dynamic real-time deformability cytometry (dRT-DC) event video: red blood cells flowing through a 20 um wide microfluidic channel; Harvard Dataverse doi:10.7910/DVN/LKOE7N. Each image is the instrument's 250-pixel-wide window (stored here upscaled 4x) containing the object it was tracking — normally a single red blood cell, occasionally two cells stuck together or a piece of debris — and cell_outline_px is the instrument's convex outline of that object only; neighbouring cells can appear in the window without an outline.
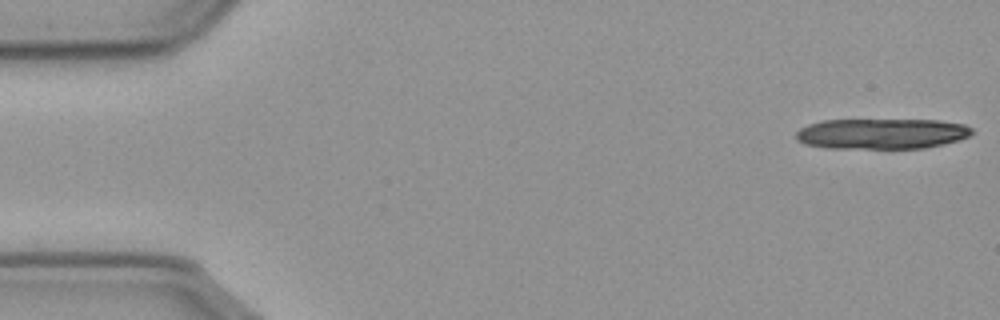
{"species": "common noctule bat (a hibernating species)", "species_latin": "Nyctalus noctula", "temperature_condition": "cold", "stored_images_in_passage": 14, "camera_frame_rate_fps": 3000, "um_per_image_px": 0.085, "animal": {"sex": "male", "body_mass_g": 23.1, "forearm_length_mm": 52.7}, "frame": {"image": 1, "passage_image": 1, "time_ms": 0.0, "image_size_px": [1000, 320], "cell_outline_px": [[972, 132], [968, 136], [944, 144], [924, 148], [828, 148], [804, 144], [796, 140], [796, 132], [800, 128], [808, 124], [820, 120], [940, 120], [964, 124], [972, 128]], "centroid_in_image_um": [74.9, 11.36], "position_along_channel_um": 10.1, "area_um2": 31.33}}